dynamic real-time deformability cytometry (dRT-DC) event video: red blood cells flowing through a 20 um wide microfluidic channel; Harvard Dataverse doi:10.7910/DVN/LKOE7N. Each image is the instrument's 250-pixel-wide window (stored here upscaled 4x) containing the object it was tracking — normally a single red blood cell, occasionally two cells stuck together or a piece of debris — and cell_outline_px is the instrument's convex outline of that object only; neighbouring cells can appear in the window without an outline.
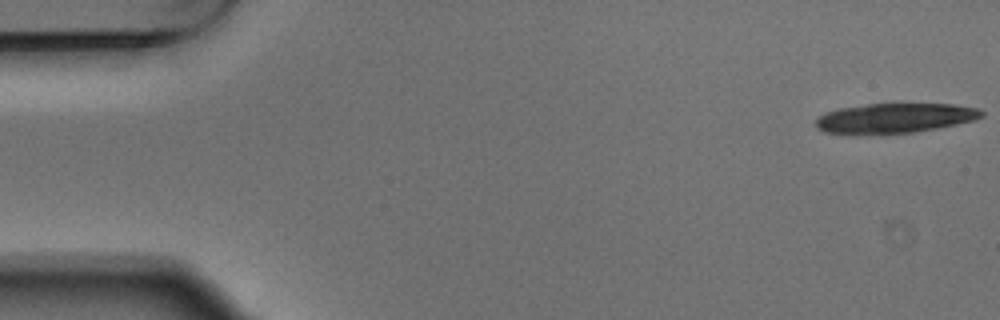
{"species": "Egyptian fruit bat (a non-hibernating species)", "species_latin": "Rousettus aegyptiacus", "temperature_condition": "warm", "stored_images_in_passage": 6, "camera_frame_rate_fps": 3000, "um_per_image_px": 0.085, "animal": {"sex": "male"}, "frame": {"image": 1, "passage_image": 1, "time_ms": 0.0, "image_size_px": [1000, 320], "cell_outline_px": [[984, 116], [972, 120], [956, 124], [936, 128], [912, 132], [824, 132], [816, 128], [816, 120], [824, 112], [840, 108], [868, 104], [900, 100], [956, 104], [980, 108], [984, 112]], "centroid_in_image_um": [76.16, 9.95], "position_along_channel_um": 8.8, "area_um2": 29.25}}
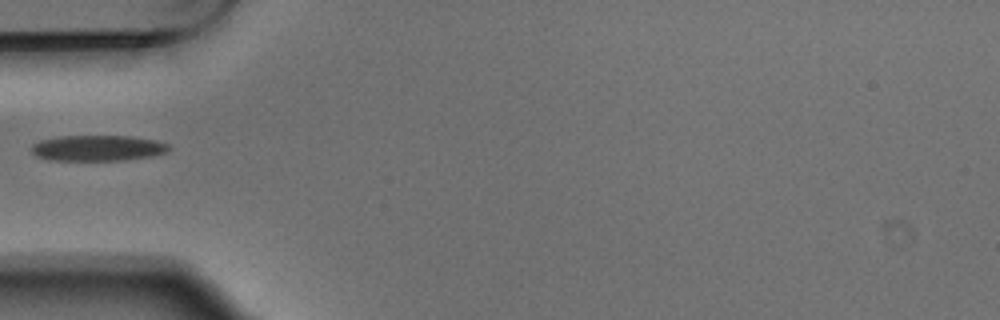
{"frame": {"image": 2, "passage_image": 5, "time_ms": 1.333, "image_size_px": [1000, 320], "cell_outline_px": [[172, 148], [168, 152], [152, 156], [124, 160], [52, 160], [36, 156], [32, 152], [32, 144], [40, 140], [60, 136], [128, 136], [156, 140], [168, 144]], "centroid_in_image_um": [8.33, 12.58], "position_along_channel_um": 76.7, "area_um2": 20.63}}
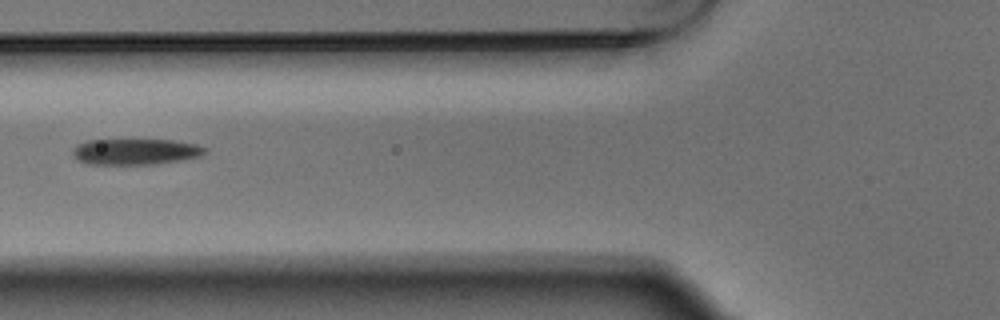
{"frame": {"image": 3, "passage_image": 6, "time_ms": 1.667, "image_size_px": [1000, 320], "cell_outline_px": [[208, 148], [200, 156], [180, 160], [152, 164], [88, 164], [80, 160], [72, 152], [76, 144], [88, 140], [172, 140], [196, 144]], "centroid_in_image_um": [11.52, 12.88], "position_along_channel_um": 114.3, "area_um2": 19.77}}